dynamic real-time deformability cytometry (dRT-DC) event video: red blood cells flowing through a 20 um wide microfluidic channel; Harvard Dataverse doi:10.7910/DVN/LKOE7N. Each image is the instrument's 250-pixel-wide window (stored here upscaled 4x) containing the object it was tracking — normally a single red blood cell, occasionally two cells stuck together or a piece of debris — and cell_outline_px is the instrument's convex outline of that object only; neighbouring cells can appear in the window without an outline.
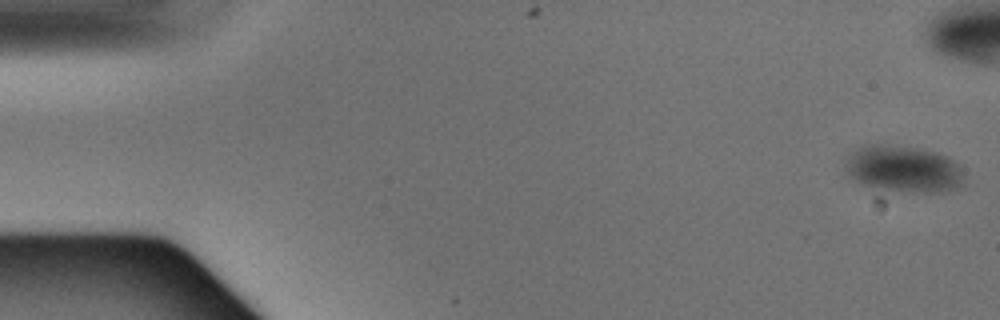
{"species": "Egyptian fruit bat (a non-hibernating species)", "species_latin": "Rousettus aegyptiacus", "temperature_condition": "warm", "stored_images_in_passage": 7, "camera_frame_rate_fps": 3000, "um_per_image_px": 0.085, "animal": {"sex": "male"}, "frame": {"image": 1, "passage_image": 1, "time_ms": 0.0, "image_size_px": [1000, 320], "cell_outline_px": [[964, 184], [956, 188], [940, 192], [924, 192], [888, 188], [864, 184], [848, 176], [844, 168], [844, 160], [852, 152], [868, 144], [880, 144], [920, 148], [936, 152], [948, 156], [956, 164], [960, 172]], "centroid_in_image_um": [76.77, 14.33], "position_along_channel_um": 8.2, "area_um2": 31.62}}